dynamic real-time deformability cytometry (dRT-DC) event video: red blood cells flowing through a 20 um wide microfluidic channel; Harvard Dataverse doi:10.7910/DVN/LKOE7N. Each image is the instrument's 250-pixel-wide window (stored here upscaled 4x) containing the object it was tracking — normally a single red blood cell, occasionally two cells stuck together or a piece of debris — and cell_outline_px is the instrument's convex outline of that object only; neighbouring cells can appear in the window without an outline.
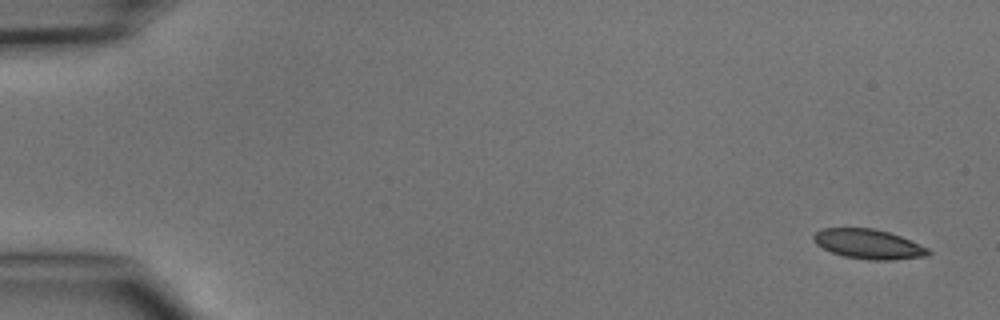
{"species": "common noctule bat (a hibernating species)", "species_latin": "Nyctalus noctula", "temperature_condition": "cold", "stored_images_in_passage": 4, "camera_frame_rate_fps": 3000, "um_per_image_px": 0.085, "animal": {"sex": "male", "body_mass_g": 15.6}, "frame": {"image": 1, "passage_image": 1, "time_ms": 0.0, "image_size_px": [1000, 320], "cell_outline_px": [[932, 252], [924, 256], [892, 260], [868, 260], [844, 256], [832, 252], [816, 244], [812, 240], [812, 236], [816, 232], [824, 228], [872, 228], [888, 232], [900, 236], [928, 248]], "centroid_in_image_um": [73.79, 20.75], "position_along_channel_um": 11.2, "area_um2": 19.65}}
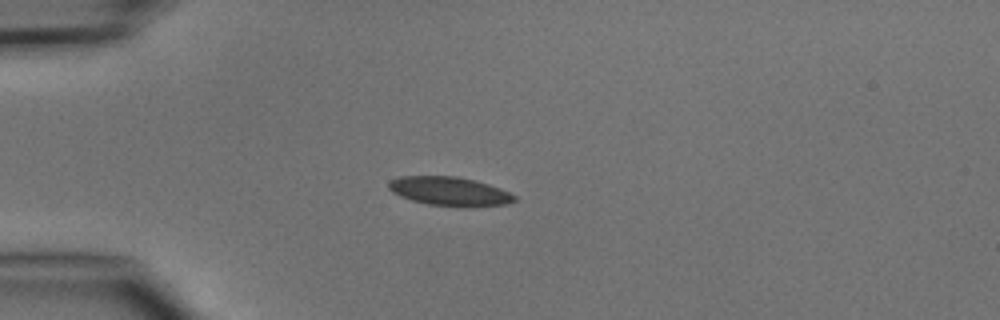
{"frame": {"image": 2, "passage_image": 4, "time_ms": 3.667, "image_size_px": [1000, 320], "cell_outline_px": [[516, 200], [504, 204], [464, 208], [428, 204], [412, 200], [400, 196], [392, 192], [388, 188], [388, 180], [400, 176], [456, 176], [488, 184], [500, 188], [516, 196]], "centroid_in_image_um": [38.18, 16.27], "position_along_channel_um": 46.8, "area_um2": 21.27}}